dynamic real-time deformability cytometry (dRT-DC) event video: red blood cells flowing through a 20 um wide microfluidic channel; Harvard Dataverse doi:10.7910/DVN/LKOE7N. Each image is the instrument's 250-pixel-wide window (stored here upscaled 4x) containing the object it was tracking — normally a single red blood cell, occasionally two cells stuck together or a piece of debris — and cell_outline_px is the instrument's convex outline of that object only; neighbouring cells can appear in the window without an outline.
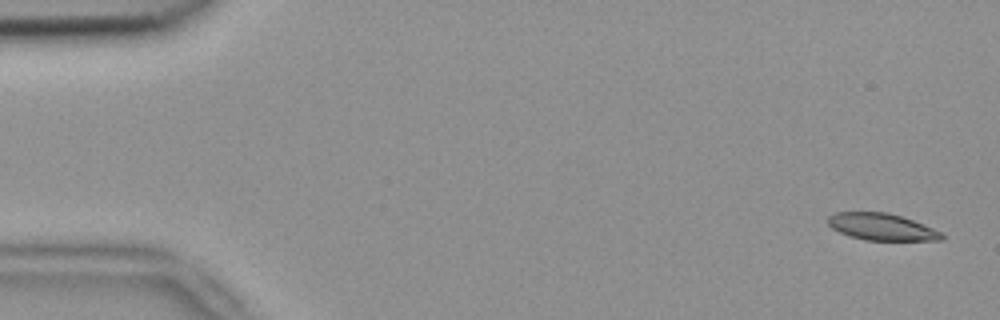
{"species": "common noctule bat (a hibernating species)", "species_latin": "Nyctalus noctula", "temperature_condition": "room temperature", "stored_images_in_passage": 4, "camera_frame_rate_fps": 3000, "um_per_image_px": 0.085, "animal": {"sex": "female", "body_mass_g": 18.4}, "frame": {"image": 1, "passage_image": 4, "time_ms": 1.0, "image_size_px": [1000, 320], "cell_outline_px": [[944, 240], [864, 240], [848, 236], [832, 228], [828, 224], [828, 216], [836, 212], [888, 212], [912, 220], [932, 228], [940, 232], [944, 236]], "centroid_in_image_um": [74.91, 19.28], "position_along_channel_um": 10.1, "area_um2": 17.69}}